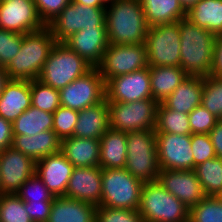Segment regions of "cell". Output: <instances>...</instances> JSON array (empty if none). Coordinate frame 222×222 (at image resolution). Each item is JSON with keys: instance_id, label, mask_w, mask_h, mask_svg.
<instances>
[{"instance_id": "cell-1", "label": "cell", "mask_w": 222, "mask_h": 222, "mask_svg": "<svg viewBox=\"0 0 222 222\" xmlns=\"http://www.w3.org/2000/svg\"><path fill=\"white\" fill-rule=\"evenodd\" d=\"M107 38L110 44H143L147 24L140 0H116L105 8Z\"/></svg>"}, {"instance_id": "cell-2", "label": "cell", "mask_w": 222, "mask_h": 222, "mask_svg": "<svg viewBox=\"0 0 222 222\" xmlns=\"http://www.w3.org/2000/svg\"><path fill=\"white\" fill-rule=\"evenodd\" d=\"M179 22L180 67L190 76L210 75L216 35L187 18Z\"/></svg>"}, {"instance_id": "cell-3", "label": "cell", "mask_w": 222, "mask_h": 222, "mask_svg": "<svg viewBox=\"0 0 222 222\" xmlns=\"http://www.w3.org/2000/svg\"><path fill=\"white\" fill-rule=\"evenodd\" d=\"M55 44L56 40L47 26L35 32L22 34L20 51L5 67L10 80L38 79Z\"/></svg>"}, {"instance_id": "cell-4", "label": "cell", "mask_w": 222, "mask_h": 222, "mask_svg": "<svg viewBox=\"0 0 222 222\" xmlns=\"http://www.w3.org/2000/svg\"><path fill=\"white\" fill-rule=\"evenodd\" d=\"M138 211L144 222H189V209L159 182H144Z\"/></svg>"}, {"instance_id": "cell-5", "label": "cell", "mask_w": 222, "mask_h": 222, "mask_svg": "<svg viewBox=\"0 0 222 222\" xmlns=\"http://www.w3.org/2000/svg\"><path fill=\"white\" fill-rule=\"evenodd\" d=\"M92 68V65L63 42H56L38 79L56 90H61Z\"/></svg>"}, {"instance_id": "cell-6", "label": "cell", "mask_w": 222, "mask_h": 222, "mask_svg": "<svg viewBox=\"0 0 222 222\" xmlns=\"http://www.w3.org/2000/svg\"><path fill=\"white\" fill-rule=\"evenodd\" d=\"M125 169L142 182L157 181L158 162L155 130H140L127 133Z\"/></svg>"}, {"instance_id": "cell-7", "label": "cell", "mask_w": 222, "mask_h": 222, "mask_svg": "<svg viewBox=\"0 0 222 222\" xmlns=\"http://www.w3.org/2000/svg\"><path fill=\"white\" fill-rule=\"evenodd\" d=\"M144 182L125 168L102 169L101 204L110 208L138 210Z\"/></svg>"}, {"instance_id": "cell-8", "label": "cell", "mask_w": 222, "mask_h": 222, "mask_svg": "<svg viewBox=\"0 0 222 222\" xmlns=\"http://www.w3.org/2000/svg\"><path fill=\"white\" fill-rule=\"evenodd\" d=\"M56 42L89 28H106L104 7H88L71 1L48 25Z\"/></svg>"}, {"instance_id": "cell-9", "label": "cell", "mask_w": 222, "mask_h": 222, "mask_svg": "<svg viewBox=\"0 0 222 222\" xmlns=\"http://www.w3.org/2000/svg\"><path fill=\"white\" fill-rule=\"evenodd\" d=\"M158 104L154 99L108 103L109 128L126 133L155 130Z\"/></svg>"}, {"instance_id": "cell-10", "label": "cell", "mask_w": 222, "mask_h": 222, "mask_svg": "<svg viewBox=\"0 0 222 222\" xmlns=\"http://www.w3.org/2000/svg\"><path fill=\"white\" fill-rule=\"evenodd\" d=\"M179 22L149 27L145 38L148 66H180Z\"/></svg>"}, {"instance_id": "cell-11", "label": "cell", "mask_w": 222, "mask_h": 222, "mask_svg": "<svg viewBox=\"0 0 222 222\" xmlns=\"http://www.w3.org/2000/svg\"><path fill=\"white\" fill-rule=\"evenodd\" d=\"M148 67L146 45L108 44L101 63L96 67L108 79Z\"/></svg>"}, {"instance_id": "cell-12", "label": "cell", "mask_w": 222, "mask_h": 222, "mask_svg": "<svg viewBox=\"0 0 222 222\" xmlns=\"http://www.w3.org/2000/svg\"><path fill=\"white\" fill-rule=\"evenodd\" d=\"M59 96L61 106L80 111L106 98L105 81L99 70L93 67L59 90Z\"/></svg>"}, {"instance_id": "cell-13", "label": "cell", "mask_w": 222, "mask_h": 222, "mask_svg": "<svg viewBox=\"0 0 222 222\" xmlns=\"http://www.w3.org/2000/svg\"><path fill=\"white\" fill-rule=\"evenodd\" d=\"M105 91L108 103L152 99L149 66L108 79Z\"/></svg>"}, {"instance_id": "cell-14", "label": "cell", "mask_w": 222, "mask_h": 222, "mask_svg": "<svg viewBox=\"0 0 222 222\" xmlns=\"http://www.w3.org/2000/svg\"><path fill=\"white\" fill-rule=\"evenodd\" d=\"M156 146L161 170H194L191 135L156 133Z\"/></svg>"}, {"instance_id": "cell-15", "label": "cell", "mask_w": 222, "mask_h": 222, "mask_svg": "<svg viewBox=\"0 0 222 222\" xmlns=\"http://www.w3.org/2000/svg\"><path fill=\"white\" fill-rule=\"evenodd\" d=\"M36 162L12 146L0 152V194H16L35 174Z\"/></svg>"}, {"instance_id": "cell-16", "label": "cell", "mask_w": 222, "mask_h": 222, "mask_svg": "<svg viewBox=\"0 0 222 222\" xmlns=\"http://www.w3.org/2000/svg\"><path fill=\"white\" fill-rule=\"evenodd\" d=\"M45 26L38 15L34 0L0 1V29L25 34Z\"/></svg>"}, {"instance_id": "cell-17", "label": "cell", "mask_w": 222, "mask_h": 222, "mask_svg": "<svg viewBox=\"0 0 222 222\" xmlns=\"http://www.w3.org/2000/svg\"><path fill=\"white\" fill-rule=\"evenodd\" d=\"M158 182L189 210L206 196L194 170H160Z\"/></svg>"}, {"instance_id": "cell-18", "label": "cell", "mask_w": 222, "mask_h": 222, "mask_svg": "<svg viewBox=\"0 0 222 222\" xmlns=\"http://www.w3.org/2000/svg\"><path fill=\"white\" fill-rule=\"evenodd\" d=\"M102 169L96 167H75L69 179L65 196L98 207L101 204Z\"/></svg>"}, {"instance_id": "cell-19", "label": "cell", "mask_w": 222, "mask_h": 222, "mask_svg": "<svg viewBox=\"0 0 222 222\" xmlns=\"http://www.w3.org/2000/svg\"><path fill=\"white\" fill-rule=\"evenodd\" d=\"M74 168L65 155L59 151L36 161L35 174L54 197H61L65 196Z\"/></svg>"}, {"instance_id": "cell-20", "label": "cell", "mask_w": 222, "mask_h": 222, "mask_svg": "<svg viewBox=\"0 0 222 222\" xmlns=\"http://www.w3.org/2000/svg\"><path fill=\"white\" fill-rule=\"evenodd\" d=\"M63 43L93 67H97L101 63L109 44L106 28L80 30L72 34Z\"/></svg>"}, {"instance_id": "cell-21", "label": "cell", "mask_w": 222, "mask_h": 222, "mask_svg": "<svg viewBox=\"0 0 222 222\" xmlns=\"http://www.w3.org/2000/svg\"><path fill=\"white\" fill-rule=\"evenodd\" d=\"M30 106V81L10 80L0 95V116L13 123Z\"/></svg>"}, {"instance_id": "cell-22", "label": "cell", "mask_w": 222, "mask_h": 222, "mask_svg": "<svg viewBox=\"0 0 222 222\" xmlns=\"http://www.w3.org/2000/svg\"><path fill=\"white\" fill-rule=\"evenodd\" d=\"M109 129L108 101L106 98L78 112V121L73 136L99 139Z\"/></svg>"}, {"instance_id": "cell-23", "label": "cell", "mask_w": 222, "mask_h": 222, "mask_svg": "<svg viewBox=\"0 0 222 222\" xmlns=\"http://www.w3.org/2000/svg\"><path fill=\"white\" fill-rule=\"evenodd\" d=\"M12 147L36 162L61 151V139L53 130H46L34 136L13 135Z\"/></svg>"}, {"instance_id": "cell-24", "label": "cell", "mask_w": 222, "mask_h": 222, "mask_svg": "<svg viewBox=\"0 0 222 222\" xmlns=\"http://www.w3.org/2000/svg\"><path fill=\"white\" fill-rule=\"evenodd\" d=\"M61 152L74 167H96L100 160V140L68 137L61 140Z\"/></svg>"}, {"instance_id": "cell-25", "label": "cell", "mask_w": 222, "mask_h": 222, "mask_svg": "<svg viewBox=\"0 0 222 222\" xmlns=\"http://www.w3.org/2000/svg\"><path fill=\"white\" fill-rule=\"evenodd\" d=\"M202 92L203 77L188 75L162 103L169 109L189 114L201 105Z\"/></svg>"}, {"instance_id": "cell-26", "label": "cell", "mask_w": 222, "mask_h": 222, "mask_svg": "<svg viewBox=\"0 0 222 222\" xmlns=\"http://www.w3.org/2000/svg\"><path fill=\"white\" fill-rule=\"evenodd\" d=\"M96 208L76 199L55 197L47 222H95Z\"/></svg>"}, {"instance_id": "cell-27", "label": "cell", "mask_w": 222, "mask_h": 222, "mask_svg": "<svg viewBox=\"0 0 222 222\" xmlns=\"http://www.w3.org/2000/svg\"><path fill=\"white\" fill-rule=\"evenodd\" d=\"M126 155L127 133L109 128L100 138V168H125Z\"/></svg>"}, {"instance_id": "cell-28", "label": "cell", "mask_w": 222, "mask_h": 222, "mask_svg": "<svg viewBox=\"0 0 222 222\" xmlns=\"http://www.w3.org/2000/svg\"><path fill=\"white\" fill-rule=\"evenodd\" d=\"M152 99L163 102L186 79L180 66H149Z\"/></svg>"}, {"instance_id": "cell-29", "label": "cell", "mask_w": 222, "mask_h": 222, "mask_svg": "<svg viewBox=\"0 0 222 222\" xmlns=\"http://www.w3.org/2000/svg\"><path fill=\"white\" fill-rule=\"evenodd\" d=\"M186 18L215 35H222V0H199L186 10Z\"/></svg>"}, {"instance_id": "cell-30", "label": "cell", "mask_w": 222, "mask_h": 222, "mask_svg": "<svg viewBox=\"0 0 222 222\" xmlns=\"http://www.w3.org/2000/svg\"><path fill=\"white\" fill-rule=\"evenodd\" d=\"M149 27L178 22L186 18L180 0H140Z\"/></svg>"}, {"instance_id": "cell-31", "label": "cell", "mask_w": 222, "mask_h": 222, "mask_svg": "<svg viewBox=\"0 0 222 222\" xmlns=\"http://www.w3.org/2000/svg\"><path fill=\"white\" fill-rule=\"evenodd\" d=\"M53 114L30 106L13 123V135L34 136L46 130H53Z\"/></svg>"}, {"instance_id": "cell-32", "label": "cell", "mask_w": 222, "mask_h": 222, "mask_svg": "<svg viewBox=\"0 0 222 222\" xmlns=\"http://www.w3.org/2000/svg\"><path fill=\"white\" fill-rule=\"evenodd\" d=\"M194 171L206 196L217 197L222 192V158L206 160L195 166Z\"/></svg>"}, {"instance_id": "cell-33", "label": "cell", "mask_w": 222, "mask_h": 222, "mask_svg": "<svg viewBox=\"0 0 222 222\" xmlns=\"http://www.w3.org/2000/svg\"><path fill=\"white\" fill-rule=\"evenodd\" d=\"M155 132L191 135L188 114L169 109L162 102L159 103L157 107Z\"/></svg>"}, {"instance_id": "cell-34", "label": "cell", "mask_w": 222, "mask_h": 222, "mask_svg": "<svg viewBox=\"0 0 222 222\" xmlns=\"http://www.w3.org/2000/svg\"><path fill=\"white\" fill-rule=\"evenodd\" d=\"M31 106L42 111L54 113L60 106L59 90H56L39 79L30 81Z\"/></svg>"}, {"instance_id": "cell-35", "label": "cell", "mask_w": 222, "mask_h": 222, "mask_svg": "<svg viewBox=\"0 0 222 222\" xmlns=\"http://www.w3.org/2000/svg\"><path fill=\"white\" fill-rule=\"evenodd\" d=\"M201 105L218 119H222V77H203Z\"/></svg>"}, {"instance_id": "cell-36", "label": "cell", "mask_w": 222, "mask_h": 222, "mask_svg": "<svg viewBox=\"0 0 222 222\" xmlns=\"http://www.w3.org/2000/svg\"><path fill=\"white\" fill-rule=\"evenodd\" d=\"M189 222H222L221 200L215 196H205L189 210Z\"/></svg>"}, {"instance_id": "cell-37", "label": "cell", "mask_w": 222, "mask_h": 222, "mask_svg": "<svg viewBox=\"0 0 222 222\" xmlns=\"http://www.w3.org/2000/svg\"><path fill=\"white\" fill-rule=\"evenodd\" d=\"M0 222H32L17 194H0Z\"/></svg>"}, {"instance_id": "cell-38", "label": "cell", "mask_w": 222, "mask_h": 222, "mask_svg": "<svg viewBox=\"0 0 222 222\" xmlns=\"http://www.w3.org/2000/svg\"><path fill=\"white\" fill-rule=\"evenodd\" d=\"M16 194L24 202H53L55 198L36 174L30 177Z\"/></svg>"}, {"instance_id": "cell-39", "label": "cell", "mask_w": 222, "mask_h": 222, "mask_svg": "<svg viewBox=\"0 0 222 222\" xmlns=\"http://www.w3.org/2000/svg\"><path fill=\"white\" fill-rule=\"evenodd\" d=\"M78 112L60 105L53 113V131L61 140L73 136L78 121Z\"/></svg>"}, {"instance_id": "cell-40", "label": "cell", "mask_w": 222, "mask_h": 222, "mask_svg": "<svg viewBox=\"0 0 222 222\" xmlns=\"http://www.w3.org/2000/svg\"><path fill=\"white\" fill-rule=\"evenodd\" d=\"M95 222H144L138 210L118 209L98 206Z\"/></svg>"}, {"instance_id": "cell-41", "label": "cell", "mask_w": 222, "mask_h": 222, "mask_svg": "<svg viewBox=\"0 0 222 222\" xmlns=\"http://www.w3.org/2000/svg\"><path fill=\"white\" fill-rule=\"evenodd\" d=\"M22 45V34L0 29V66L6 67L18 54Z\"/></svg>"}, {"instance_id": "cell-42", "label": "cell", "mask_w": 222, "mask_h": 222, "mask_svg": "<svg viewBox=\"0 0 222 222\" xmlns=\"http://www.w3.org/2000/svg\"><path fill=\"white\" fill-rule=\"evenodd\" d=\"M191 134H209L219 120L202 105L188 114Z\"/></svg>"}, {"instance_id": "cell-43", "label": "cell", "mask_w": 222, "mask_h": 222, "mask_svg": "<svg viewBox=\"0 0 222 222\" xmlns=\"http://www.w3.org/2000/svg\"><path fill=\"white\" fill-rule=\"evenodd\" d=\"M194 169L200 163L217 157L209 134H191Z\"/></svg>"}, {"instance_id": "cell-44", "label": "cell", "mask_w": 222, "mask_h": 222, "mask_svg": "<svg viewBox=\"0 0 222 222\" xmlns=\"http://www.w3.org/2000/svg\"><path fill=\"white\" fill-rule=\"evenodd\" d=\"M72 0H34L40 19L47 26Z\"/></svg>"}, {"instance_id": "cell-45", "label": "cell", "mask_w": 222, "mask_h": 222, "mask_svg": "<svg viewBox=\"0 0 222 222\" xmlns=\"http://www.w3.org/2000/svg\"><path fill=\"white\" fill-rule=\"evenodd\" d=\"M32 222H47L52 202H24Z\"/></svg>"}, {"instance_id": "cell-46", "label": "cell", "mask_w": 222, "mask_h": 222, "mask_svg": "<svg viewBox=\"0 0 222 222\" xmlns=\"http://www.w3.org/2000/svg\"><path fill=\"white\" fill-rule=\"evenodd\" d=\"M210 75L222 77V35H216Z\"/></svg>"}, {"instance_id": "cell-47", "label": "cell", "mask_w": 222, "mask_h": 222, "mask_svg": "<svg viewBox=\"0 0 222 222\" xmlns=\"http://www.w3.org/2000/svg\"><path fill=\"white\" fill-rule=\"evenodd\" d=\"M13 143L12 123L0 116V152Z\"/></svg>"}, {"instance_id": "cell-48", "label": "cell", "mask_w": 222, "mask_h": 222, "mask_svg": "<svg viewBox=\"0 0 222 222\" xmlns=\"http://www.w3.org/2000/svg\"><path fill=\"white\" fill-rule=\"evenodd\" d=\"M216 156L222 158V119H219L215 127L209 132Z\"/></svg>"}, {"instance_id": "cell-49", "label": "cell", "mask_w": 222, "mask_h": 222, "mask_svg": "<svg viewBox=\"0 0 222 222\" xmlns=\"http://www.w3.org/2000/svg\"><path fill=\"white\" fill-rule=\"evenodd\" d=\"M9 81L10 78L5 67H0V95Z\"/></svg>"}, {"instance_id": "cell-50", "label": "cell", "mask_w": 222, "mask_h": 222, "mask_svg": "<svg viewBox=\"0 0 222 222\" xmlns=\"http://www.w3.org/2000/svg\"><path fill=\"white\" fill-rule=\"evenodd\" d=\"M75 3L81 5H87L88 7H103L98 0H72Z\"/></svg>"}, {"instance_id": "cell-51", "label": "cell", "mask_w": 222, "mask_h": 222, "mask_svg": "<svg viewBox=\"0 0 222 222\" xmlns=\"http://www.w3.org/2000/svg\"><path fill=\"white\" fill-rule=\"evenodd\" d=\"M199 0H180L181 4L187 10L190 6L196 4Z\"/></svg>"}, {"instance_id": "cell-52", "label": "cell", "mask_w": 222, "mask_h": 222, "mask_svg": "<svg viewBox=\"0 0 222 222\" xmlns=\"http://www.w3.org/2000/svg\"><path fill=\"white\" fill-rule=\"evenodd\" d=\"M116 0H98V2L104 7L112 5Z\"/></svg>"}, {"instance_id": "cell-53", "label": "cell", "mask_w": 222, "mask_h": 222, "mask_svg": "<svg viewBox=\"0 0 222 222\" xmlns=\"http://www.w3.org/2000/svg\"><path fill=\"white\" fill-rule=\"evenodd\" d=\"M222 202V192L217 196Z\"/></svg>"}]
</instances>
